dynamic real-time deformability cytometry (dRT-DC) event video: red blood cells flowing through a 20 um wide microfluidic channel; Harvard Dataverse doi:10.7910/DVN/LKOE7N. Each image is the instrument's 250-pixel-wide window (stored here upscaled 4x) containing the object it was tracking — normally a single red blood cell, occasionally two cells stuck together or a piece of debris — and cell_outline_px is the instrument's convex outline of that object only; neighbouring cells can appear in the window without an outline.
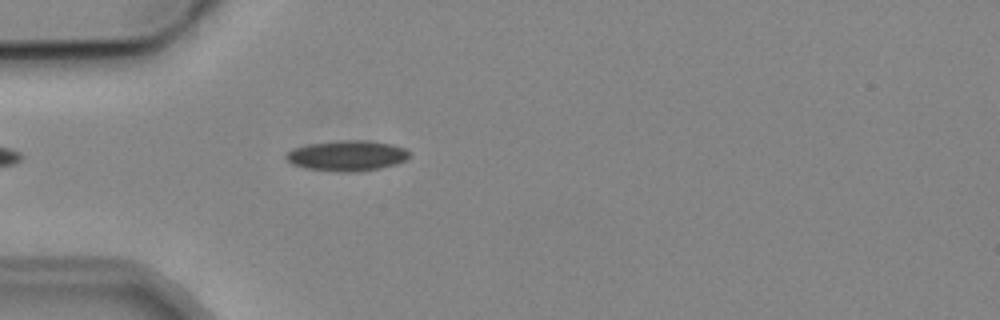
{"species": "common noctule bat (a hibernating species)", "species_latin": "Nyctalus noctula", "temperature_condition": "cold", "stored_images_in_passage": 3, "camera_frame_rate_fps": 3000, "um_per_image_px": 0.085, "animal": {"sex": "male", "body_mass_g": 19.2, "forearm_length_mm": 51.8}, "frame": {"image": 1, "passage_image": 3, "time_ms": 2.667, "image_size_px": [1000, 320], "cell_outline_px": [[408, 156], [404, 160], [396, 164], [380, 168], [352, 172], [336, 172], [304, 168], [292, 164], [284, 156], [292, 148], [308, 144], [336, 140], [368, 140], [392, 144], [404, 148], [408, 152]], "centroid_in_image_um": [29.46, 13.23], "position_along_channel_um": 55.5, "area_um2": 21.96}}